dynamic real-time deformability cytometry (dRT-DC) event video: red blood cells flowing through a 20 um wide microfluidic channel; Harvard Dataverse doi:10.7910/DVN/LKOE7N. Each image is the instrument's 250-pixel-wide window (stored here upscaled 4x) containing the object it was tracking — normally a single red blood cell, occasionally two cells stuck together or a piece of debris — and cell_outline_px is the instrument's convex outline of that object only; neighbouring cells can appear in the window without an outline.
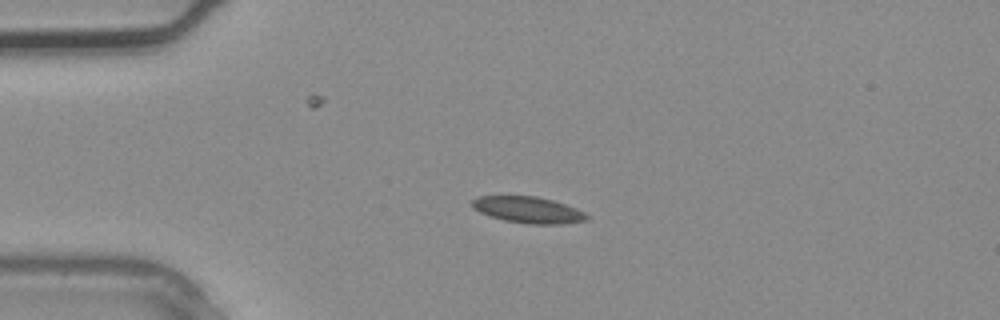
{"species": "common noctule bat (a hibernating species)", "species_latin": "Nyctalus noctula", "temperature_condition": "warm", "stored_images_in_passage": 3, "camera_frame_rate_fps": 3000, "um_per_image_px": 0.085, "animal": {"sex": "male", "body_mass_g": 20.4}, "frame": {"image": 1, "passage_image": 3, "time_ms": 0.667, "image_size_px": [1000, 320], "cell_outline_px": [[588, 220], [560, 224], [532, 224], [504, 220], [480, 212], [472, 208], [472, 200], [480, 196], [536, 196], [552, 200], [576, 208], [584, 212], [588, 216]], "centroid_in_image_um": [44.9, 17.83], "position_along_channel_um": 40.1, "area_um2": 17.4}}